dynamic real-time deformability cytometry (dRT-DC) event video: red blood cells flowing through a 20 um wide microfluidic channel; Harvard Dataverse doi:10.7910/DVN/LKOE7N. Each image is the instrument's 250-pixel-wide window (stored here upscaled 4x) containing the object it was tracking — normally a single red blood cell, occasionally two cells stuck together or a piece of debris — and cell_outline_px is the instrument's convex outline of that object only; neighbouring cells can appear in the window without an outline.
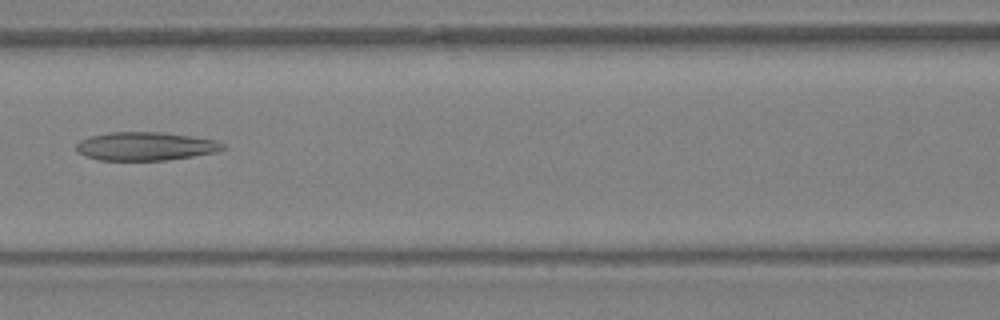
{"species": "Egyptian fruit bat (a non-hibernating species)", "species_latin": "Rousettus aegyptiacus", "temperature_condition": "warm", "stored_images_in_passage": 32, "camera_frame_rate_fps": 3000, "um_per_image_px": 0.085, "animal": {"sex": "female"}, "frame": {"image": 1, "passage_image": 10, "time_ms": 3.0, "image_size_px": [1000, 320], "cell_outline_px": [[224, 148], [216, 152], [168, 160], [100, 160], [84, 156], [76, 152], [76, 144], [80, 140], [92, 136], [108, 132], [160, 132], [216, 140], [224, 144]], "centroid_in_image_um": [12.32, 12.43], "position_along_channel_um": 154.3, "area_um2": 24.16}}
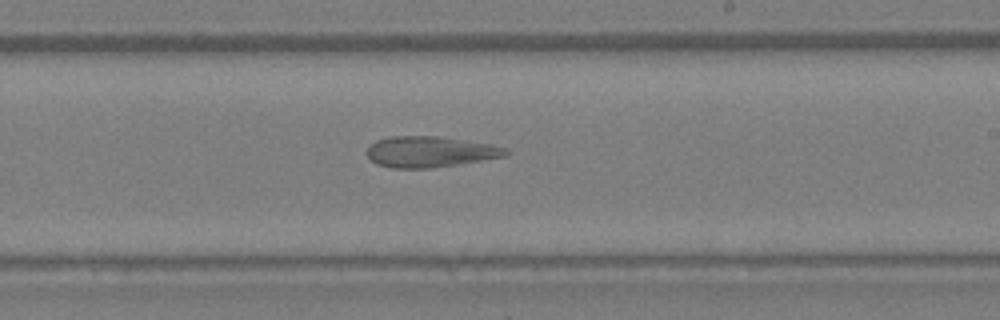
{"frame": {"image": 2, "passage_image": 16, "time_ms": 5.0, "image_size_px": [1000, 320], "cell_outline_px": [[508, 156], [460, 164], [432, 168], [392, 168], [376, 164], [368, 156], [368, 144], [376, 140], [392, 136], [436, 136], [492, 144], [508, 148]], "centroid_in_image_um": [36.58, 12.9], "position_along_channel_um": 252.4, "area_um2": 25.14}}
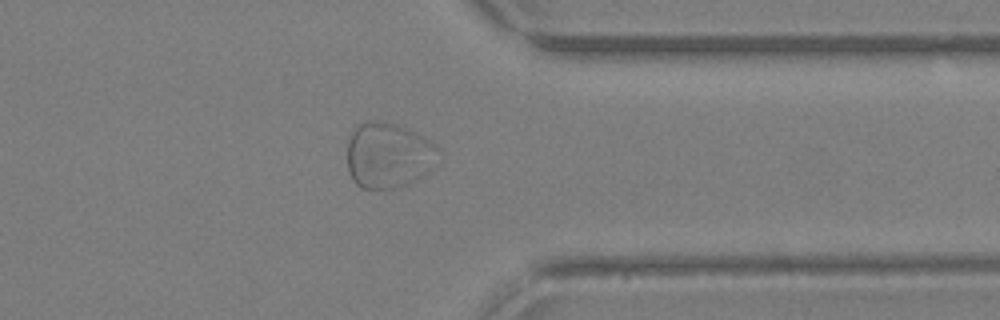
{"frame": {"image": 3, "passage_image": 24, "time_ms": 7.667, "image_size_px": [1000, 320], "cell_outline_px": [[440, 148], [424, 172], [420, 176], [408, 184], [392, 188], [360, 188], [352, 180], [348, 172], [348, 140], [356, 124], [368, 120], [384, 120], [408, 128], [424, 136]], "centroid_in_image_um": [32.93, 13.15], "position_along_channel_um": 378.5, "area_um2": 34.56}}